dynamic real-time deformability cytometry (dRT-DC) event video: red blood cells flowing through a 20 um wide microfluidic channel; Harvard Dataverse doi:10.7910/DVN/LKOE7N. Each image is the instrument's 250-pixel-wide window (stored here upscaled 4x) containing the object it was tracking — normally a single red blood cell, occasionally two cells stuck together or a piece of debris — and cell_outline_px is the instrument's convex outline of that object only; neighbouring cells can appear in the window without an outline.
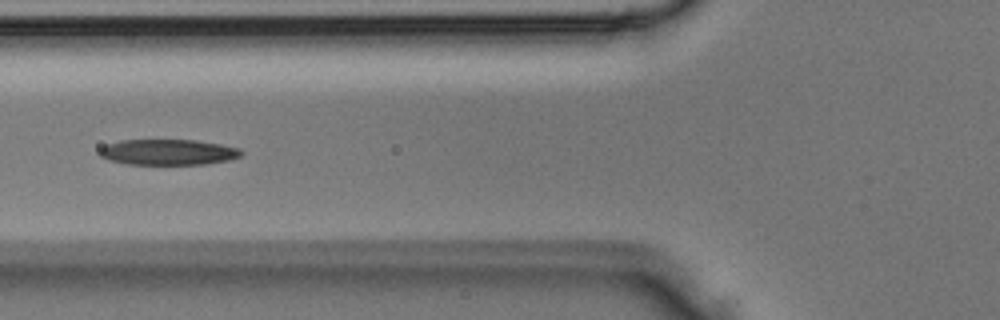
{"species": "Egyptian fruit bat (a non-hibernating species)", "species_latin": "Rousettus aegyptiacus", "temperature_condition": "room temperature", "stored_images_in_passage": 4, "camera_frame_rate_fps": 3000, "um_per_image_px": 0.085, "animal": {"sex": "male"}, "frame": {"image": 1, "passage_image": 4, "time_ms": 1.0, "image_size_px": [1000, 320], "cell_outline_px": [[244, 152], [240, 156], [228, 160], [204, 164], [128, 164], [108, 160], [100, 156], [100, 148], [108, 144], [120, 140], [196, 140], [220, 144], [240, 148]], "centroid_in_image_um": [14.3, 12.93], "position_along_channel_um": 111.5, "area_um2": 21.15}}